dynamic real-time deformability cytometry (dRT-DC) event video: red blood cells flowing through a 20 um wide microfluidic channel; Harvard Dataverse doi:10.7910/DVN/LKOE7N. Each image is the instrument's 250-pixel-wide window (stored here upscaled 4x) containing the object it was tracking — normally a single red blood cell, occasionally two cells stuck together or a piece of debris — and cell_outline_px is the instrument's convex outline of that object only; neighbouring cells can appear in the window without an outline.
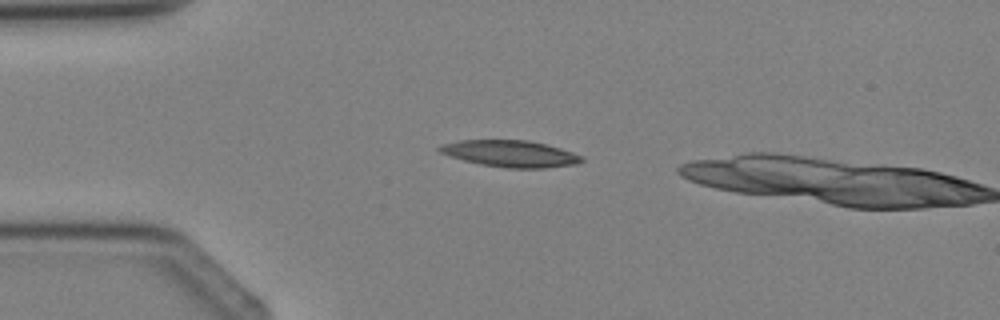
{"species": "Egyptian fruit bat (a non-hibernating species)", "species_latin": "Rousettus aegyptiacus", "temperature_condition": "cold", "stored_images_in_passage": 2, "camera_frame_rate_fps": 3000, "um_per_image_px": 0.085, "animal": {"sex": "female"}, "frame": {"image": 1, "passage_image": 1, "time_ms": 0.0, "image_size_px": [1000, 320], "cell_outline_px": [[584, 160], [576, 164], [544, 168], [508, 168], [480, 164], [448, 156], [440, 152], [436, 148], [440, 144], [460, 140], [528, 140], [560, 148], [584, 156]], "centroid_in_image_um": [43.36, 13.06], "position_along_channel_um": 41.6, "area_um2": 22.08}}